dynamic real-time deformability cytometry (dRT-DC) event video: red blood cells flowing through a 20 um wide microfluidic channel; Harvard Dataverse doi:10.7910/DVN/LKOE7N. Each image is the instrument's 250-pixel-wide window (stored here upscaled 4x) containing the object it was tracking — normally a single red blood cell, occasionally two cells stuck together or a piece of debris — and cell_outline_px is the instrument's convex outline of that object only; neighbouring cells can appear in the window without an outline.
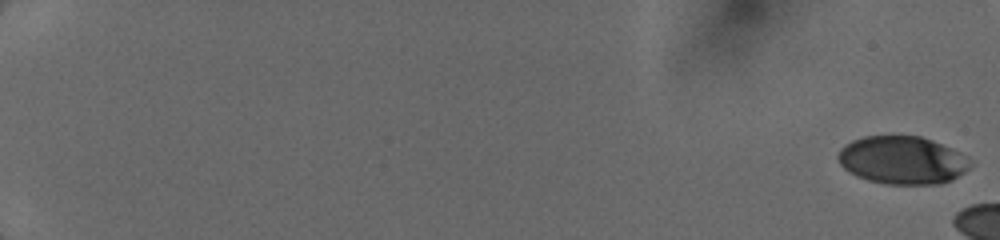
{"species": "human", "species_latin": "Homo sapiens", "temperature_condition": "cold", "stored_images_in_passage": 11, "camera_frame_rate_fps": 3000, "um_per_image_px": 0.085, "donor": {"sex": "female"}, "frame": {"image": 1, "passage_image": 1, "time_ms": 0.0, "image_size_px": [1000, 240], "cell_outline_px": [[972, 164], [964, 172], [952, 180], [940, 184], [888, 184], [868, 180], [856, 176], [844, 168], [840, 164], [836, 156], [840, 148], [844, 144], [852, 140], [864, 136], [920, 136], [932, 140], [952, 148], [968, 156]], "centroid_in_image_um": [76.69, 13.61], "position_along_channel_um": 8.3, "area_um2": 37.17}}